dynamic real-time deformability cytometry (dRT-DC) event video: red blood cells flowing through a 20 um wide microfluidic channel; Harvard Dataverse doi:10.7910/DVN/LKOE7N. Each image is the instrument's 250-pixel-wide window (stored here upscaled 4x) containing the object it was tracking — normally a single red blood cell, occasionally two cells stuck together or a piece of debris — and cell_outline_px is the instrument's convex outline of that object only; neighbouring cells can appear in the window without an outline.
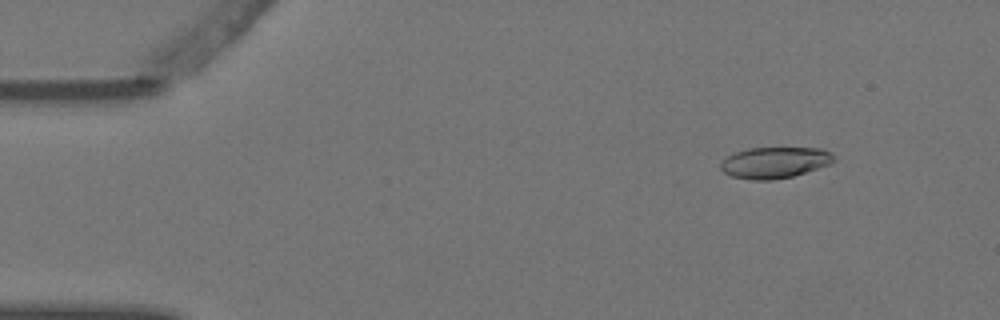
{"species": "Egyptian fruit bat (a non-hibernating species)", "species_latin": "Rousettus aegyptiacus", "temperature_condition": "warm", "stored_images_in_passage": 3, "camera_frame_rate_fps": 3000, "um_per_image_px": 0.085, "animal": {"sex": "female"}, "frame": {"image": 1, "passage_image": 1, "time_ms": 0.0, "image_size_px": [1000, 320], "cell_outline_px": [[836, 160], [832, 164], [792, 176], [772, 180], [752, 180], [732, 176], [724, 172], [720, 168], [720, 164], [728, 156], [736, 152], [748, 148], [824, 148], [832, 152], [836, 156]], "centroid_in_image_um": [65.92, 13.81], "position_along_channel_um": 19.1, "area_um2": 20.69}}
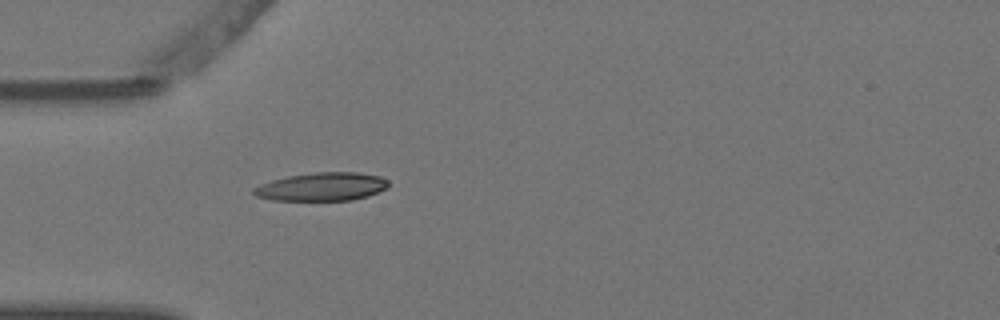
{"frame": {"image": 2, "passage_image": 3, "time_ms": 0.667, "image_size_px": [1000, 320], "cell_outline_px": [[388, 188], [368, 196], [352, 200], [272, 200], [256, 196], [252, 192], [252, 188], [260, 184], [272, 180], [288, 176], [316, 172], [356, 172], [380, 176], [388, 180]], "centroid_in_image_um": [27.36, 15.87], "position_along_channel_um": 57.6, "area_um2": 22.25}}